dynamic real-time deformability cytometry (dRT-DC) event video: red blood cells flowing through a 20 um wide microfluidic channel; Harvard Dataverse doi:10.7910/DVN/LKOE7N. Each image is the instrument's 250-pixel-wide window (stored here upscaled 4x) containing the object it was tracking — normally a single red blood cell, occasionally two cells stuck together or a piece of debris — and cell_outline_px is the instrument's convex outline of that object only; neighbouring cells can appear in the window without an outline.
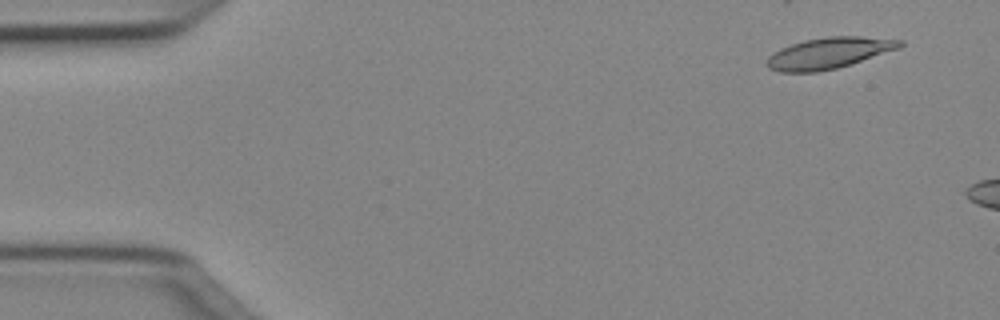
{"species": "Egyptian fruit bat (a non-hibernating species)", "species_latin": "Rousettus aegyptiacus", "temperature_condition": "cold", "stored_images_in_passage": 8, "camera_frame_rate_fps": 3000, "um_per_image_px": 0.085, "animal": {"sex": "female"}, "frame": {"image": 1, "passage_image": 4, "time_ms": 1.0, "image_size_px": [1000, 320], "cell_outline_px": [[904, 44], [900, 48], [852, 64], [836, 68], [816, 72], [780, 72], [768, 68], [764, 64], [768, 56], [772, 52], [780, 48], [804, 40], [828, 36], [860, 36], [904, 40]], "centroid_in_image_um": [70.44, 4.51], "position_along_channel_um": 14.6, "area_um2": 24.39}}